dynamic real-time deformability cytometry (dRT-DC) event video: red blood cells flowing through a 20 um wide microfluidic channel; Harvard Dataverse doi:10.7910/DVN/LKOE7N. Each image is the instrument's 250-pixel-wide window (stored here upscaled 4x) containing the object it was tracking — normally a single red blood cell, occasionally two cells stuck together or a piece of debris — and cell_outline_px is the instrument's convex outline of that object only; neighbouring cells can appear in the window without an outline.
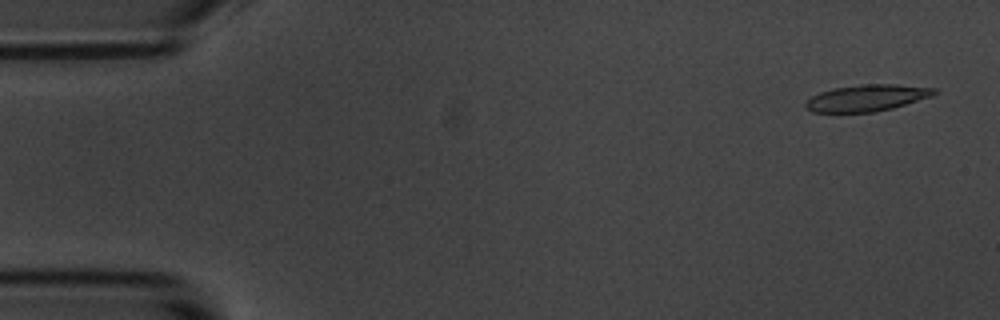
{"species": "common noctule bat (a hibernating species)", "species_latin": "Nyctalus noctula", "temperature_condition": "room temperature", "stored_images_in_passage": 5, "camera_frame_rate_fps": 3000, "um_per_image_px": 0.085, "animal": {"sex": "male", "body_mass_g": 20.1, "forearm_length_mm": 53.5}, "frame": {"image": 1, "passage_image": 1, "time_ms": 0.0, "image_size_px": [1000, 320], "cell_outline_px": [[940, 92], [932, 96], [892, 108], [872, 112], [812, 112], [804, 108], [804, 104], [812, 96], [820, 92], [832, 88], [864, 84], [896, 84], [936, 88]], "centroid_in_image_um": [73.69, 8.32], "position_along_channel_um": 11.3, "area_um2": 19.94}}
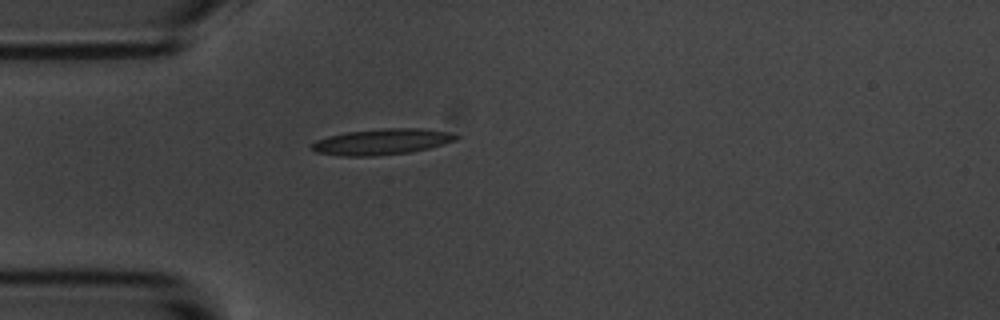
{"frame": {"image": 2, "passage_image": 5, "time_ms": 4.333, "image_size_px": [1000, 320], "cell_outline_px": [[460, 136], [456, 140], [444, 144], [428, 148], [408, 152], [372, 156], [340, 156], [316, 152], [312, 148], [312, 144], [316, 140], [328, 136], [348, 132], [384, 128], [424, 128], [448, 132]], "centroid_in_image_um": [32.47, 12.04], "position_along_channel_um": 52.5, "area_um2": 21.62}}